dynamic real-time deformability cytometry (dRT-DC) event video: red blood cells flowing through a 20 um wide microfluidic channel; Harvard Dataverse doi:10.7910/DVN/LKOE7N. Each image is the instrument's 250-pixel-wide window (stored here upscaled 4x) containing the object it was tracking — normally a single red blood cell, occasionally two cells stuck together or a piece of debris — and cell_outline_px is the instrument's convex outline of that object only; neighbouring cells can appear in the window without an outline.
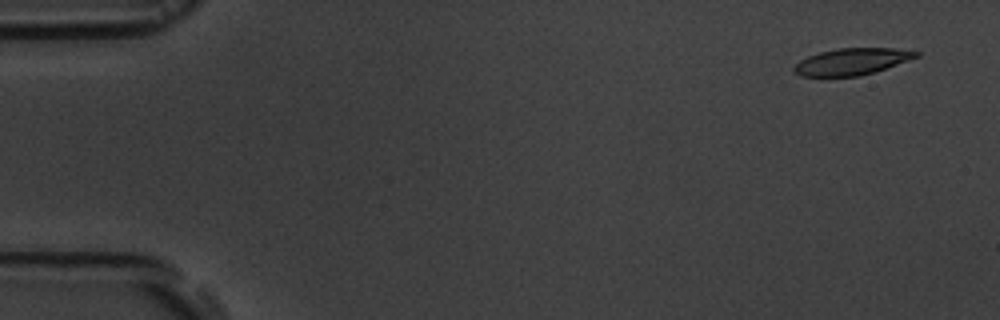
{"species": "common noctule bat (a hibernating species)", "species_latin": "Nyctalus noctula", "temperature_condition": "room temperature", "stored_images_in_passage": 8, "camera_frame_rate_fps": 3000, "um_per_image_px": 0.085, "animal": {"sex": "male", "body_mass_g": 19.5, "forearm_length_mm": 54.6}, "frame": {"image": 1, "passage_image": 1, "time_ms": 0.0, "image_size_px": [1000, 320], "cell_outline_px": [[920, 56], [860, 76], [800, 76], [792, 72], [792, 68], [800, 60], [808, 56], [820, 52], [840, 48], [892, 48], [920, 52]], "centroid_in_image_um": [72.36, 5.23], "position_along_channel_um": 12.6, "area_um2": 18.73}}
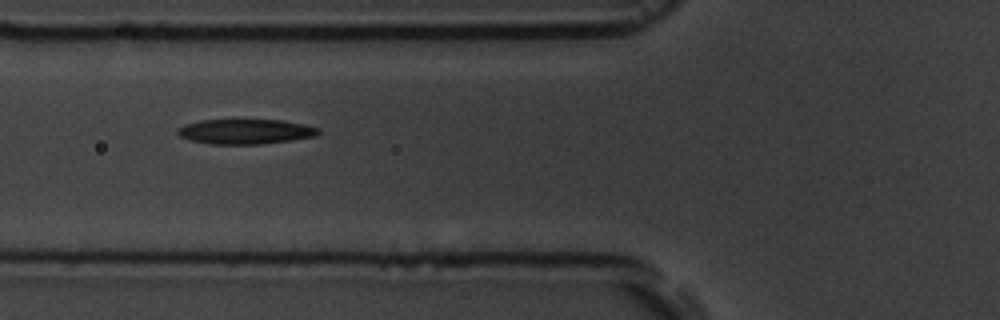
{"frame": {"image": 2, "passage_image": 5, "time_ms": 6.0, "image_size_px": [1000, 320], "cell_outline_px": [[320, 132], [316, 136], [260, 144], [212, 144], [188, 140], [180, 136], [176, 132], [176, 128], [184, 124], [200, 120], [284, 120], [304, 124], [320, 128]], "centroid_in_image_um": [20.83, 11.17], "position_along_channel_um": 105.0, "area_um2": 20.52}}
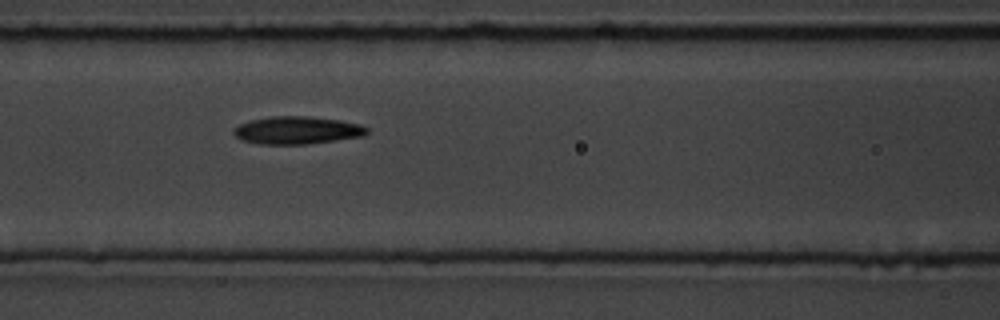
{"frame": {"image": 3, "passage_image": 6, "time_ms": 7.0, "image_size_px": [1000, 320], "cell_outline_px": [[368, 132], [364, 136], [308, 144], [260, 144], [240, 140], [232, 132], [240, 124], [252, 120], [272, 116], [308, 116], [340, 120], [360, 124], [368, 128]], "centroid_in_image_um": [25.27, 11.07], "position_along_channel_um": 141.3, "area_um2": 21.44}}